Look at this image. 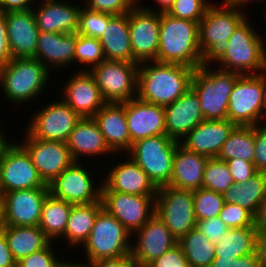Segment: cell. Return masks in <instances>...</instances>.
I'll return each mask as SVG.
<instances>
[{
    "label": "cell",
    "instance_id": "obj_1",
    "mask_svg": "<svg viewBox=\"0 0 266 267\" xmlns=\"http://www.w3.org/2000/svg\"><path fill=\"white\" fill-rule=\"evenodd\" d=\"M194 68L183 64L148 61L139 63L137 97L167 106L191 88Z\"/></svg>",
    "mask_w": 266,
    "mask_h": 267
},
{
    "label": "cell",
    "instance_id": "obj_2",
    "mask_svg": "<svg viewBox=\"0 0 266 267\" xmlns=\"http://www.w3.org/2000/svg\"><path fill=\"white\" fill-rule=\"evenodd\" d=\"M199 23L160 13L157 62L176 63L198 69L202 66Z\"/></svg>",
    "mask_w": 266,
    "mask_h": 267
},
{
    "label": "cell",
    "instance_id": "obj_3",
    "mask_svg": "<svg viewBox=\"0 0 266 267\" xmlns=\"http://www.w3.org/2000/svg\"><path fill=\"white\" fill-rule=\"evenodd\" d=\"M250 20L247 16L236 27L227 41L226 52L213 67L241 75L266 72V40Z\"/></svg>",
    "mask_w": 266,
    "mask_h": 267
},
{
    "label": "cell",
    "instance_id": "obj_4",
    "mask_svg": "<svg viewBox=\"0 0 266 267\" xmlns=\"http://www.w3.org/2000/svg\"><path fill=\"white\" fill-rule=\"evenodd\" d=\"M51 75V71L34 57L12 58L0 67L3 97L15 106L25 103L30 106L31 100L43 98L41 95L50 84Z\"/></svg>",
    "mask_w": 266,
    "mask_h": 267
},
{
    "label": "cell",
    "instance_id": "obj_5",
    "mask_svg": "<svg viewBox=\"0 0 266 267\" xmlns=\"http://www.w3.org/2000/svg\"><path fill=\"white\" fill-rule=\"evenodd\" d=\"M212 4L199 23V47L202 65L215 64L226 52L227 41L236 27L247 17V11L221 3Z\"/></svg>",
    "mask_w": 266,
    "mask_h": 267
},
{
    "label": "cell",
    "instance_id": "obj_6",
    "mask_svg": "<svg viewBox=\"0 0 266 267\" xmlns=\"http://www.w3.org/2000/svg\"><path fill=\"white\" fill-rule=\"evenodd\" d=\"M242 75L225 72L213 66L195 69L191 88L198 95L204 120L228 119V102L236 81Z\"/></svg>",
    "mask_w": 266,
    "mask_h": 267
},
{
    "label": "cell",
    "instance_id": "obj_7",
    "mask_svg": "<svg viewBox=\"0 0 266 267\" xmlns=\"http://www.w3.org/2000/svg\"><path fill=\"white\" fill-rule=\"evenodd\" d=\"M132 235L105 209H102L94 222L87 241L83 244L86 260L118 258L131 253Z\"/></svg>",
    "mask_w": 266,
    "mask_h": 267
},
{
    "label": "cell",
    "instance_id": "obj_8",
    "mask_svg": "<svg viewBox=\"0 0 266 267\" xmlns=\"http://www.w3.org/2000/svg\"><path fill=\"white\" fill-rule=\"evenodd\" d=\"M180 142L167 135H157L137 140L126 153L159 188L169 185L173 158Z\"/></svg>",
    "mask_w": 266,
    "mask_h": 267
},
{
    "label": "cell",
    "instance_id": "obj_9",
    "mask_svg": "<svg viewBox=\"0 0 266 267\" xmlns=\"http://www.w3.org/2000/svg\"><path fill=\"white\" fill-rule=\"evenodd\" d=\"M155 213L179 241L196 227L193 190L169 185L159 187L155 197Z\"/></svg>",
    "mask_w": 266,
    "mask_h": 267
},
{
    "label": "cell",
    "instance_id": "obj_10",
    "mask_svg": "<svg viewBox=\"0 0 266 267\" xmlns=\"http://www.w3.org/2000/svg\"><path fill=\"white\" fill-rule=\"evenodd\" d=\"M139 63L103 60L90 70L103 99L122 103L137 97Z\"/></svg>",
    "mask_w": 266,
    "mask_h": 267
},
{
    "label": "cell",
    "instance_id": "obj_11",
    "mask_svg": "<svg viewBox=\"0 0 266 267\" xmlns=\"http://www.w3.org/2000/svg\"><path fill=\"white\" fill-rule=\"evenodd\" d=\"M0 186L3 193L49 187L39 176L27 151L12 139L0 153Z\"/></svg>",
    "mask_w": 266,
    "mask_h": 267
},
{
    "label": "cell",
    "instance_id": "obj_12",
    "mask_svg": "<svg viewBox=\"0 0 266 267\" xmlns=\"http://www.w3.org/2000/svg\"><path fill=\"white\" fill-rule=\"evenodd\" d=\"M32 114L24 129L31 137L65 143L81 119L62 99L51 101Z\"/></svg>",
    "mask_w": 266,
    "mask_h": 267
},
{
    "label": "cell",
    "instance_id": "obj_13",
    "mask_svg": "<svg viewBox=\"0 0 266 267\" xmlns=\"http://www.w3.org/2000/svg\"><path fill=\"white\" fill-rule=\"evenodd\" d=\"M86 167L81 161L67 167L48 184L50 194L73 205L100 201L102 182L96 183V179L100 180L94 177L95 170L90 168L89 171Z\"/></svg>",
    "mask_w": 266,
    "mask_h": 267
},
{
    "label": "cell",
    "instance_id": "obj_14",
    "mask_svg": "<svg viewBox=\"0 0 266 267\" xmlns=\"http://www.w3.org/2000/svg\"><path fill=\"white\" fill-rule=\"evenodd\" d=\"M140 2V3H139ZM141 4V5H140ZM141 0L128 13L133 58L138 62L157 61L160 13Z\"/></svg>",
    "mask_w": 266,
    "mask_h": 267
},
{
    "label": "cell",
    "instance_id": "obj_15",
    "mask_svg": "<svg viewBox=\"0 0 266 267\" xmlns=\"http://www.w3.org/2000/svg\"><path fill=\"white\" fill-rule=\"evenodd\" d=\"M263 73L242 75L230 94L228 120L237 126H255L262 122Z\"/></svg>",
    "mask_w": 266,
    "mask_h": 267
},
{
    "label": "cell",
    "instance_id": "obj_16",
    "mask_svg": "<svg viewBox=\"0 0 266 267\" xmlns=\"http://www.w3.org/2000/svg\"><path fill=\"white\" fill-rule=\"evenodd\" d=\"M155 197L101 191L103 209L113 215L131 235L155 214Z\"/></svg>",
    "mask_w": 266,
    "mask_h": 267
},
{
    "label": "cell",
    "instance_id": "obj_17",
    "mask_svg": "<svg viewBox=\"0 0 266 267\" xmlns=\"http://www.w3.org/2000/svg\"><path fill=\"white\" fill-rule=\"evenodd\" d=\"M18 143L27 151L42 180L49 184L75 160L65 142L31 137L26 131Z\"/></svg>",
    "mask_w": 266,
    "mask_h": 267
},
{
    "label": "cell",
    "instance_id": "obj_18",
    "mask_svg": "<svg viewBox=\"0 0 266 267\" xmlns=\"http://www.w3.org/2000/svg\"><path fill=\"white\" fill-rule=\"evenodd\" d=\"M132 239L131 254L140 267H147L178 243L156 213L132 235Z\"/></svg>",
    "mask_w": 266,
    "mask_h": 267
},
{
    "label": "cell",
    "instance_id": "obj_19",
    "mask_svg": "<svg viewBox=\"0 0 266 267\" xmlns=\"http://www.w3.org/2000/svg\"><path fill=\"white\" fill-rule=\"evenodd\" d=\"M49 194V187L3 193L5 225L38 226L42 205Z\"/></svg>",
    "mask_w": 266,
    "mask_h": 267
},
{
    "label": "cell",
    "instance_id": "obj_20",
    "mask_svg": "<svg viewBox=\"0 0 266 267\" xmlns=\"http://www.w3.org/2000/svg\"><path fill=\"white\" fill-rule=\"evenodd\" d=\"M115 165L105 171L101 191H115L139 196L156 195L158 188L150 180L148 175L127 154ZM123 160V161H122ZM107 172V174H106Z\"/></svg>",
    "mask_w": 266,
    "mask_h": 267
},
{
    "label": "cell",
    "instance_id": "obj_21",
    "mask_svg": "<svg viewBox=\"0 0 266 267\" xmlns=\"http://www.w3.org/2000/svg\"><path fill=\"white\" fill-rule=\"evenodd\" d=\"M63 83L60 97L81 118L93 117L107 102L90 71H74Z\"/></svg>",
    "mask_w": 266,
    "mask_h": 267
},
{
    "label": "cell",
    "instance_id": "obj_22",
    "mask_svg": "<svg viewBox=\"0 0 266 267\" xmlns=\"http://www.w3.org/2000/svg\"><path fill=\"white\" fill-rule=\"evenodd\" d=\"M67 1L41 0L40 4L35 2L32 11L39 31L53 33H76L78 31L82 5Z\"/></svg>",
    "mask_w": 266,
    "mask_h": 267
},
{
    "label": "cell",
    "instance_id": "obj_23",
    "mask_svg": "<svg viewBox=\"0 0 266 267\" xmlns=\"http://www.w3.org/2000/svg\"><path fill=\"white\" fill-rule=\"evenodd\" d=\"M125 114L132 143L147 137L166 135L163 106L136 97L125 102Z\"/></svg>",
    "mask_w": 266,
    "mask_h": 267
},
{
    "label": "cell",
    "instance_id": "obj_24",
    "mask_svg": "<svg viewBox=\"0 0 266 267\" xmlns=\"http://www.w3.org/2000/svg\"><path fill=\"white\" fill-rule=\"evenodd\" d=\"M5 20L12 58L35 57L40 31L32 9L6 12Z\"/></svg>",
    "mask_w": 266,
    "mask_h": 267
},
{
    "label": "cell",
    "instance_id": "obj_25",
    "mask_svg": "<svg viewBox=\"0 0 266 267\" xmlns=\"http://www.w3.org/2000/svg\"><path fill=\"white\" fill-rule=\"evenodd\" d=\"M236 126L228 119L203 120L180 141V144L189 151L215 158Z\"/></svg>",
    "mask_w": 266,
    "mask_h": 267
},
{
    "label": "cell",
    "instance_id": "obj_26",
    "mask_svg": "<svg viewBox=\"0 0 266 267\" xmlns=\"http://www.w3.org/2000/svg\"><path fill=\"white\" fill-rule=\"evenodd\" d=\"M198 95L190 88L176 101L164 107L166 135L181 141L204 120Z\"/></svg>",
    "mask_w": 266,
    "mask_h": 267
},
{
    "label": "cell",
    "instance_id": "obj_27",
    "mask_svg": "<svg viewBox=\"0 0 266 267\" xmlns=\"http://www.w3.org/2000/svg\"><path fill=\"white\" fill-rule=\"evenodd\" d=\"M93 119L97 122L106 145L114 154L120 156L131 149L133 143L126 121L125 102L106 103Z\"/></svg>",
    "mask_w": 266,
    "mask_h": 267
},
{
    "label": "cell",
    "instance_id": "obj_28",
    "mask_svg": "<svg viewBox=\"0 0 266 267\" xmlns=\"http://www.w3.org/2000/svg\"><path fill=\"white\" fill-rule=\"evenodd\" d=\"M76 33H53L40 31L35 57L50 71L56 72L74 63ZM72 63V64H71ZM66 67V68H65Z\"/></svg>",
    "mask_w": 266,
    "mask_h": 267
},
{
    "label": "cell",
    "instance_id": "obj_29",
    "mask_svg": "<svg viewBox=\"0 0 266 267\" xmlns=\"http://www.w3.org/2000/svg\"><path fill=\"white\" fill-rule=\"evenodd\" d=\"M66 144L75 162L80 160L83 162V157L87 156L91 159V157L98 158L104 155L109 157L114 154L106 145L103 134L93 117L81 118L69 135Z\"/></svg>",
    "mask_w": 266,
    "mask_h": 267
},
{
    "label": "cell",
    "instance_id": "obj_30",
    "mask_svg": "<svg viewBox=\"0 0 266 267\" xmlns=\"http://www.w3.org/2000/svg\"><path fill=\"white\" fill-rule=\"evenodd\" d=\"M208 157L192 152L178 144L172 167L169 186L177 189L197 190L202 188V180Z\"/></svg>",
    "mask_w": 266,
    "mask_h": 267
},
{
    "label": "cell",
    "instance_id": "obj_31",
    "mask_svg": "<svg viewBox=\"0 0 266 267\" xmlns=\"http://www.w3.org/2000/svg\"><path fill=\"white\" fill-rule=\"evenodd\" d=\"M99 41L103 47L105 60L138 63L132 53L128 13L115 15L105 26Z\"/></svg>",
    "mask_w": 266,
    "mask_h": 267
},
{
    "label": "cell",
    "instance_id": "obj_32",
    "mask_svg": "<svg viewBox=\"0 0 266 267\" xmlns=\"http://www.w3.org/2000/svg\"><path fill=\"white\" fill-rule=\"evenodd\" d=\"M103 209L102 201L93 202L90 204L73 205L65 229L62 236L63 243L69 248L77 250L87 241L92 231L94 222L98 213ZM66 241H65V240ZM64 240V241H63Z\"/></svg>",
    "mask_w": 266,
    "mask_h": 267
},
{
    "label": "cell",
    "instance_id": "obj_33",
    "mask_svg": "<svg viewBox=\"0 0 266 267\" xmlns=\"http://www.w3.org/2000/svg\"><path fill=\"white\" fill-rule=\"evenodd\" d=\"M3 233L16 262L51 242L39 226H6Z\"/></svg>",
    "mask_w": 266,
    "mask_h": 267
},
{
    "label": "cell",
    "instance_id": "obj_34",
    "mask_svg": "<svg viewBox=\"0 0 266 267\" xmlns=\"http://www.w3.org/2000/svg\"><path fill=\"white\" fill-rule=\"evenodd\" d=\"M258 232L255 226L229 229L224 238L215 243L214 260H234L256 252Z\"/></svg>",
    "mask_w": 266,
    "mask_h": 267
},
{
    "label": "cell",
    "instance_id": "obj_35",
    "mask_svg": "<svg viewBox=\"0 0 266 267\" xmlns=\"http://www.w3.org/2000/svg\"><path fill=\"white\" fill-rule=\"evenodd\" d=\"M223 196L226 203L238 204L255 216L266 197V173L257 172L244 183L232 184Z\"/></svg>",
    "mask_w": 266,
    "mask_h": 267
},
{
    "label": "cell",
    "instance_id": "obj_36",
    "mask_svg": "<svg viewBox=\"0 0 266 267\" xmlns=\"http://www.w3.org/2000/svg\"><path fill=\"white\" fill-rule=\"evenodd\" d=\"M72 206L73 204L54 198L51 194L46 197L38 226L51 242L57 243L64 235Z\"/></svg>",
    "mask_w": 266,
    "mask_h": 267
},
{
    "label": "cell",
    "instance_id": "obj_37",
    "mask_svg": "<svg viewBox=\"0 0 266 267\" xmlns=\"http://www.w3.org/2000/svg\"><path fill=\"white\" fill-rule=\"evenodd\" d=\"M178 244L191 267H210L215 257V245L196 227L183 236Z\"/></svg>",
    "mask_w": 266,
    "mask_h": 267
},
{
    "label": "cell",
    "instance_id": "obj_38",
    "mask_svg": "<svg viewBox=\"0 0 266 267\" xmlns=\"http://www.w3.org/2000/svg\"><path fill=\"white\" fill-rule=\"evenodd\" d=\"M254 126H236L223 144L218 159L228 161L242 159L254 163Z\"/></svg>",
    "mask_w": 266,
    "mask_h": 267
},
{
    "label": "cell",
    "instance_id": "obj_39",
    "mask_svg": "<svg viewBox=\"0 0 266 267\" xmlns=\"http://www.w3.org/2000/svg\"><path fill=\"white\" fill-rule=\"evenodd\" d=\"M103 60L105 55L99 39L77 33L74 63H79V68L76 71H90Z\"/></svg>",
    "mask_w": 266,
    "mask_h": 267
},
{
    "label": "cell",
    "instance_id": "obj_40",
    "mask_svg": "<svg viewBox=\"0 0 266 267\" xmlns=\"http://www.w3.org/2000/svg\"><path fill=\"white\" fill-rule=\"evenodd\" d=\"M234 183L225 161L217 157L208 159L204 169L202 188L223 194Z\"/></svg>",
    "mask_w": 266,
    "mask_h": 267
},
{
    "label": "cell",
    "instance_id": "obj_41",
    "mask_svg": "<svg viewBox=\"0 0 266 267\" xmlns=\"http://www.w3.org/2000/svg\"><path fill=\"white\" fill-rule=\"evenodd\" d=\"M193 195L195 217L197 221L219 216V213L225 204L222 193L199 188L193 190Z\"/></svg>",
    "mask_w": 266,
    "mask_h": 267
},
{
    "label": "cell",
    "instance_id": "obj_42",
    "mask_svg": "<svg viewBox=\"0 0 266 267\" xmlns=\"http://www.w3.org/2000/svg\"><path fill=\"white\" fill-rule=\"evenodd\" d=\"M114 16L110 13L98 12L81 6L77 33L99 39L104 32L105 26Z\"/></svg>",
    "mask_w": 266,
    "mask_h": 267
},
{
    "label": "cell",
    "instance_id": "obj_43",
    "mask_svg": "<svg viewBox=\"0 0 266 267\" xmlns=\"http://www.w3.org/2000/svg\"><path fill=\"white\" fill-rule=\"evenodd\" d=\"M212 4L210 0H175L167 14L174 18L200 23Z\"/></svg>",
    "mask_w": 266,
    "mask_h": 267
},
{
    "label": "cell",
    "instance_id": "obj_44",
    "mask_svg": "<svg viewBox=\"0 0 266 267\" xmlns=\"http://www.w3.org/2000/svg\"><path fill=\"white\" fill-rule=\"evenodd\" d=\"M55 242H50L45 248L33 252L27 257L22 258L17 262V267H57L59 262L64 259V256H58L54 246H60ZM55 250V251H54ZM60 257V258H59Z\"/></svg>",
    "mask_w": 266,
    "mask_h": 267
},
{
    "label": "cell",
    "instance_id": "obj_45",
    "mask_svg": "<svg viewBox=\"0 0 266 267\" xmlns=\"http://www.w3.org/2000/svg\"><path fill=\"white\" fill-rule=\"evenodd\" d=\"M219 218L230 228L254 226V215L238 204L226 203L219 213Z\"/></svg>",
    "mask_w": 266,
    "mask_h": 267
},
{
    "label": "cell",
    "instance_id": "obj_46",
    "mask_svg": "<svg viewBox=\"0 0 266 267\" xmlns=\"http://www.w3.org/2000/svg\"><path fill=\"white\" fill-rule=\"evenodd\" d=\"M81 2L82 6L94 11L124 15L130 12L138 0H82Z\"/></svg>",
    "mask_w": 266,
    "mask_h": 267
},
{
    "label": "cell",
    "instance_id": "obj_47",
    "mask_svg": "<svg viewBox=\"0 0 266 267\" xmlns=\"http://www.w3.org/2000/svg\"><path fill=\"white\" fill-rule=\"evenodd\" d=\"M196 228L214 244L221 241L230 229L219 216L197 221Z\"/></svg>",
    "mask_w": 266,
    "mask_h": 267
},
{
    "label": "cell",
    "instance_id": "obj_48",
    "mask_svg": "<svg viewBox=\"0 0 266 267\" xmlns=\"http://www.w3.org/2000/svg\"><path fill=\"white\" fill-rule=\"evenodd\" d=\"M255 156L254 166L257 172L266 173V122L254 126Z\"/></svg>",
    "mask_w": 266,
    "mask_h": 267
},
{
    "label": "cell",
    "instance_id": "obj_49",
    "mask_svg": "<svg viewBox=\"0 0 266 267\" xmlns=\"http://www.w3.org/2000/svg\"><path fill=\"white\" fill-rule=\"evenodd\" d=\"M147 267H191L187 262L181 246L177 243Z\"/></svg>",
    "mask_w": 266,
    "mask_h": 267
},
{
    "label": "cell",
    "instance_id": "obj_50",
    "mask_svg": "<svg viewBox=\"0 0 266 267\" xmlns=\"http://www.w3.org/2000/svg\"><path fill=\"white\" fill-rule=\"evenodd\" d=\"M230 174L235 183H244L257 173L254 163L242 159H232L226 161Z\"/></svg>",
    "mask_w": 266,
    "mask_h": 267
},
{
    "label": "cell",
    "instance_id": "obj_51",
    "mask_svg": "<svg viewBox=\"0 0 266 267\" xmlns=\"http://www.w3.org/2000/svg\"><path fill=\"white\" fill-rule=\"evenodd\" d=\"M210 267H260L257 253L248 254L234 260H214Z\"/></svg>",
    "mask_w": 266,
    "mask_h": 267
},
{
    "label": "cell",
    "instance_id": "obj_52",
    "mask_svg": "<svg viewBox=\"0 0 266 267\" xmlns=\"http://www.w3.org/2000/svg\"><path fill=\"white\" fill-rule=\"evenodd\" d=\"M90 267H140L132 254L118 258L102 259L89 263Z\"/></svg>",
    "mask_w": 266,
    "mask_h": 267
},
{
    "label": "cell",
    "instance_id": "obj_53",
    "mask_svg": "<svg viewBox=\"0 0 266 267\" xmlns=\"http://www.w3.org/2000/svg\"><path fill=\"white\" fill-rule=\"evenodd\" d=\"M0 267H17L3 231L0 232Z\"/></svg>",
    "mask_w": 266,
    "mask_h": 267
},
{
    "label": "cell",
    "instance_id": "obj_54",
    "mask_svg": "<svg viewBox=\"0 0 266 267\" xmlns=\"http://www.w3.org/2000/svg\"><path fill=\"white\" fill-rule=\"evenodd\" d=\"M34 2V0H0V11L6 13L9 11L32 9Z\"/></svg>",
    "mask_w": 266,
    "mask_h": 267
},
{
    "label": "cell",
    "instance_id": "obj_55",
    "mask_svg": "<svg viewBox=\"0 0 266 267\" xmlns=\"http://www.w3.org/2000/svg\"><path fill=\"white\" fill-rule=\"evenodd\" d=\"M254 226L258 234H266V197L259 205L258 211L254 216Z\"/></svg>",
    "mask_w": 266,
    "mask_h": 267
},
{
    "label": "cell",
    "instance_id": "obj_56",
    "mask_svg": "<svg viewBox=\"0 0 266 267\" xmlns=\"http://www.w3.org/2000/svg\"><path fill=\"white\" fill-rule=\"evenodd\" d=\"M256 253L258 255L260 267H266V234H258Z\"/></svg>",
    "mask_w": 266,
    "mask_h": 267
},
{
    "label": "cell",
    "instance_id": "obj_57",
    "mask_svg": "<svg viewBox=\"0 0 266 267\" xmlns=\"http://www.w3.org/2000/svg\"><path fill=\"white\" fill-rule=\"evenodd\" d=\"M12 59L7 36H0V67L6 65Z\"/></svg>",
    "mask_w": 266,
    "mask_h": 267
},
{
    "label": "cell",
    "instance_id": "obj_58",
    "mask_svg": "<svg viewBox=\"0 0 266 267\" xmlns=\"http://www.w3.org/2000/svg\"><path fill=\"white\" fill-rule=\"evenodd\" d=\"M221 1H222L221 3L223 5H226V6H229V7H235L237 9H241L243 11H247V10H244L246 5H248V4L251 5V3H254V1L257 2V3L261 1L262 4H263V2L265 0H221Z\"/></svg>",
    "mask_w": 266,
    "mask_h": 267
},
{
    "label": "cell",
    "instance_id": "obj_59",
    "mask_svg": "<svg viewBox=\"0 0 266 267\" xmlns=\"http://www.w3.org/2000/svg\"><path fill=\"white\" fill-rule=\"evenodd\" d=\"M144 1V0H142ZM175 0H153L152 2H156L157 13H167L169 9L173 6Z\"/></svg>",
    "mask_w": 266,
    "mask_h": 267
},
{
    "label": "cell",
    "instance_id": "obj_60",
    "mask_svg": "<svg viewBox=\"0 0 266 267\" xmlns=\"http://www.w3.org/2000/svg\"><path fill=\"white\" fill-rule=\"evenodd\" d=\"M83 261H73L72 260H68L67 261L64 259H62L59 264L57 265V267H90L89 263L87 261H85L84 263H82Z\"/></svg>",
    "mask_w": 266,
    "mask_h": 267
},
{
    "label": "cell",
    "instance_id": "obj_61",
    "mask_svg": "<svg viewBox=\"0 0 266 267\" xmlns=\"http://www.w3.org/2000/svg\"><path fill=\"white\" fill-rule=\"evenodd\" d=\"M266 122V72H263L262 124Z\"/></svg>",
    "mask_w": 266,
    "mask_h": 267
},
{
    "label": "cell",
    "instance_id": "obj_62",
    "mask_svg": "<svg viewBox=\"0 0 266 267\" xmlns=\"http://www.w3.org/2000/svg\"><path fill=\"white\" fill-rule=\"evenodd\" d=\"M2 123H3V121L1 120V122H0V153L3 149V147L10 141L9 137L6 136L7 133H5L6 131H4V127H3Z\"/></svg>",
    "mask_w": 266,
    "mask_h": 267
},
{
    "label": "cell",
    "instance_id": "obj_63",
    "mask_svg": "<svg viewBox=\"0 0 266 267\" xmlns=\"http://www.w3.org/2000/svg\"><path fill=\"white\" fill-rule=\"evenodd\" d=\"M0 36H7L5 12L0 11Z\"/></svg>",
    "mask_w": 266,
    "mask_h": 267
},
{
    "label": "cell",
    "instance_id": "obj_64",
    "mask_svg": "<svg viewBox=\"0 0 266 267\" xmlns=\"http://www.w3.org/2000/svg\"><path fill=\"white\" fill-rule=\"evenodd\" d=\"M5 217H4V207H3V198H0V232L5 229Z\"/></svg>",
    "mask_w": 266,
    "mask_h": 267
},
{
    "label": "cell",
    "instance_id": "obj_65",
    "mask_svg": "<svg viewBox=\"0 0 266 267\" xmlns=\"http://www.w3.org/2000/svg\"><path fill=\"white\" fill-rule=\"evenodd\" d=\"M266 4V0L263 2ZM263 14L261 16H264L263 18L266 20V7H265V10L263 9Z\"/></svg>",
    "mask_w": 266,
    "mask_h": 267
},
{
    "label": "cell",
    "instance_id": "obj_66",
    "mask_svg": "<svg viewBox=\"0 0 266 267\" xmlns=\"http://www.w3.org/2000/svg\"><path fill=\"white\" fill-rule=\"evenodd\" d=\"M3 197V192H2V189H1V186H0V198Z\"/></svg>",
    "mask_w": 266,
    "mask_h": 267
}]
</instances>
